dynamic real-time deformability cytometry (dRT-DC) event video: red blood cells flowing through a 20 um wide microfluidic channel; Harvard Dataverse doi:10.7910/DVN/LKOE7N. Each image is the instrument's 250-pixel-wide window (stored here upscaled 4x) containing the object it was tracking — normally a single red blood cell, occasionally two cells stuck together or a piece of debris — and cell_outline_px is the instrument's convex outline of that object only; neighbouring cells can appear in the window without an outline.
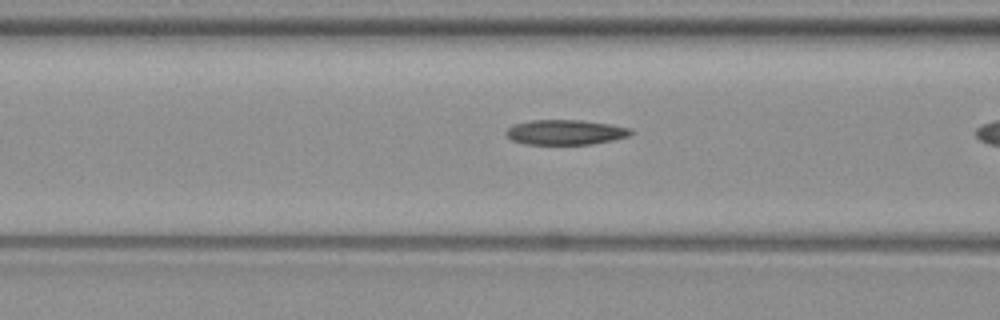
{"species": "common noctule bat (a hibernating species)", "species_latin": "Nyctalus noctula", "temperature_condition": "warm", "stored_images_in_passage": 20, "camera_frame_rate_fps": 3000, "um_per_image_px": 0.085, "animal": {"sex": "female", "body_mass_g": 19.3, "forearm_length_mm": 54.1}, "frame": {"image": 1, "passage_image": 15, "time_ms": 4.667, "image_size_px": [1000, 320], "cell_outline_px": [[632, 132], [628, 136], [612, 140], [592, 144], [524, 144], [512, 140], [504, 132], [512, 124], [528, 120], [580, 120], [608, 124], [632, 128]], "centroid_in_image_um": [48.02, 11.23], "position_along_channel_um": 118.6, "area_um2": 18.15}}
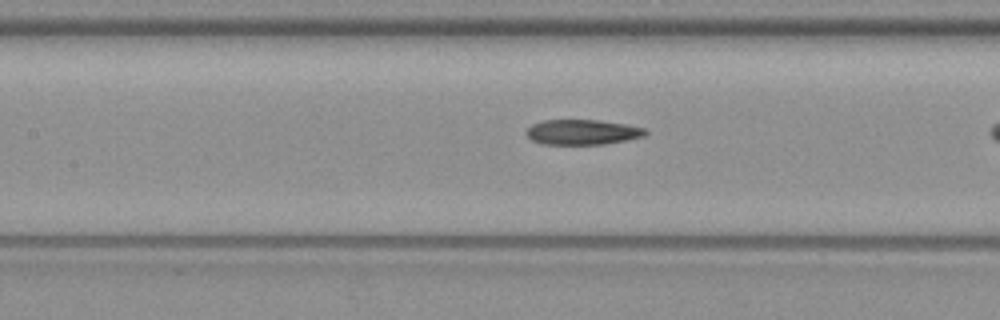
{"frame": {"image": 2, "passage_image": 18, "time_ms": 5.667, "image_size_px": [1000, 320], "cell_outline_px": [[648, 132], [644, 136], [628, 140], [604, 144], [540, 144], [532, 140], [524, 132], [532, 124], [544, 120], [600, 120], [624, 124], [644, 128]], "centroid_in_image_um": [49.49, 11.23], "position_along_channel_um": 157.9, "area_um2": 17.46}}